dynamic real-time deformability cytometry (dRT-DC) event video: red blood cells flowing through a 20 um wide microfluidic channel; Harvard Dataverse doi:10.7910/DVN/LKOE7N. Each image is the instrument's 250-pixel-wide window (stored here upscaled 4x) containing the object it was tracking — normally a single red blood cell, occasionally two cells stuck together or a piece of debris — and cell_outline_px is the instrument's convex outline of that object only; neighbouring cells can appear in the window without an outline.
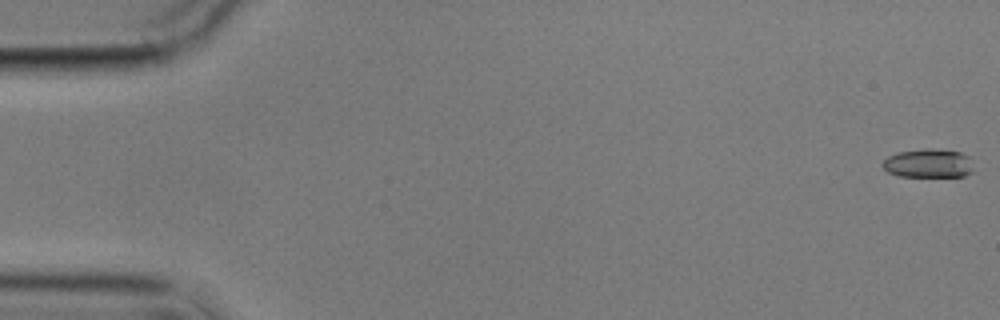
{"species": "common noctule bat (a hibernating species)", "species_latin": "Nyctalus noctula", "temperature_condition": "cold", "stored_images_in_passage": 10, "camera_frame_rate_fps": 3000, "um_per_image_px": 0.085, "animal": {"sex": "male", "body_mass_g": 17.9}, "frame": {"image": 1, "passage_image": 1, "time_ms": 0.0, "image_size_px": [1000, 320], "cell_outline_px": [[972, 172], [964, 176], [900, 176], [888, 172], [880, 164], [888, 156], [896, 152], [932, 148], [960, 152], [968, 156], [972, 168]], "centroid_in_image_um": [78.88, 13.88], "position_along_channel_um": 6.1, "area_um2": 15.14}}
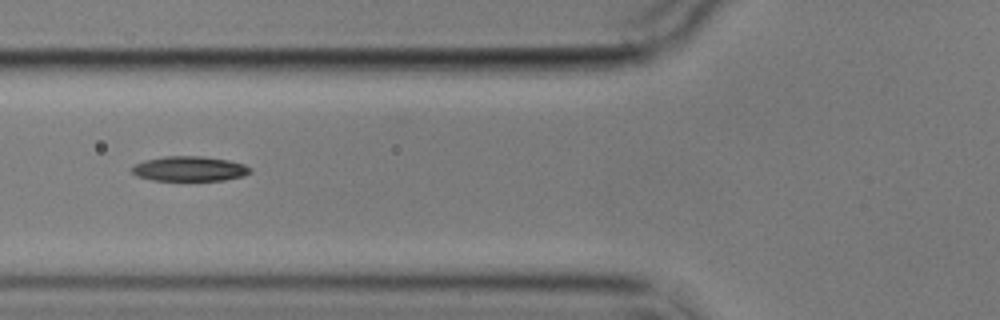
{"frame": {"image": 2, "passage_image": 7, "time_ms": 7.0, "image_size_px": [1000, 320], "cell_outline_px": [[252, 172], [244, 176], [224, 180], [152, 180], [136, 176], [132, 172], [132, 168], [136, 164], [144, 160], [164, 156], [200, 156], [228, 160], [244, 164], [252, 168]], "centroid_in_image_um": [16.13, 14.34], "position_along_channel_um": 109.7, "area_um2": 17.17}}
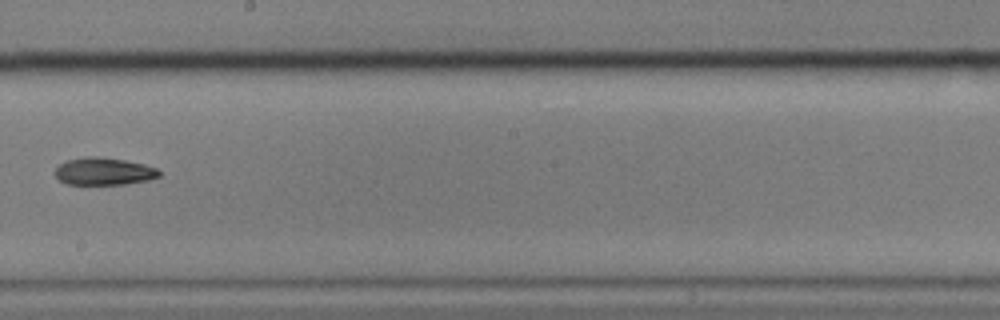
{"frame": {"image": 3, "passage_image": 10, "time_ms": 10.667, "image_size_px": [1000, 320], "cell_outline_px": [[160, 176], [148, 180], [124, 184], [64, 184], [56, 176], [56, 168], [60, 164], [68, 160], [88, 156], [96, 156], [124, 160], [144, 164], [156, 168], [160, 172]], "centroid_in_image_um": [8.83, 14.57], "position_along_channel_um": 239.4, "area_um2": 16.47}}